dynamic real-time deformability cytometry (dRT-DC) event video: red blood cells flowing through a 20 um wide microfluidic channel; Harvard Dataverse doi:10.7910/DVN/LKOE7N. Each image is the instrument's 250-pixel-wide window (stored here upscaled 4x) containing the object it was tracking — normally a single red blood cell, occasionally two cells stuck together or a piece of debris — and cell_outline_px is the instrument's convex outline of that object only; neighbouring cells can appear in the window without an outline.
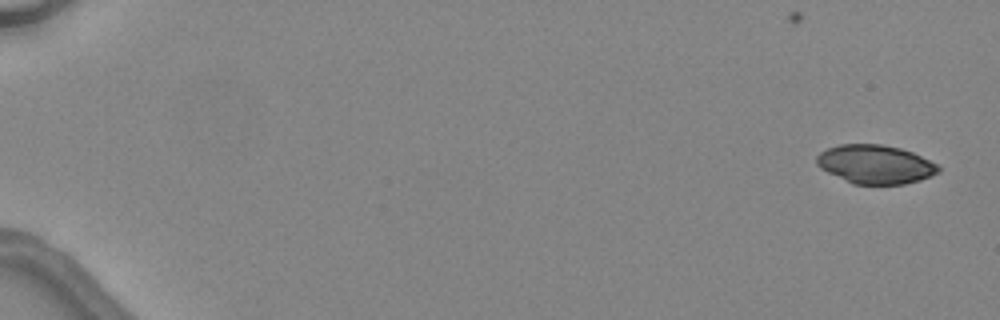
{"species": "common noctule bat (a hibernating species)", "species_latin": "Nyctalus noctula", "temperature_condition": "warm", "stored_images_in_passage": 2, "camera_frame_rate_fps": 3000, "um_per_image_px": 0.085, "animal": {"sex": "female", "body_mass_g": 24.6, "forearm_length_mm": 56.2}, "frame": {"image": 1, "passage_image": 1, "time_ms": 0.0, "image_size_px": [1000, 320], "cell_outline_px": [[940, 172], [932, 176], [920, 180], [904, 184], [852, 184], [820, 168], [816, 164], [816, 156], [820, 152], [828, 148], [840, 144], [880, 144], [900, 148], [912, 152], [936, 164], [940, 168]], "centroid_in_image_um": [74.39, 13.97], "position_along_channel_um": 10.6, "area_um2": 27.46}}
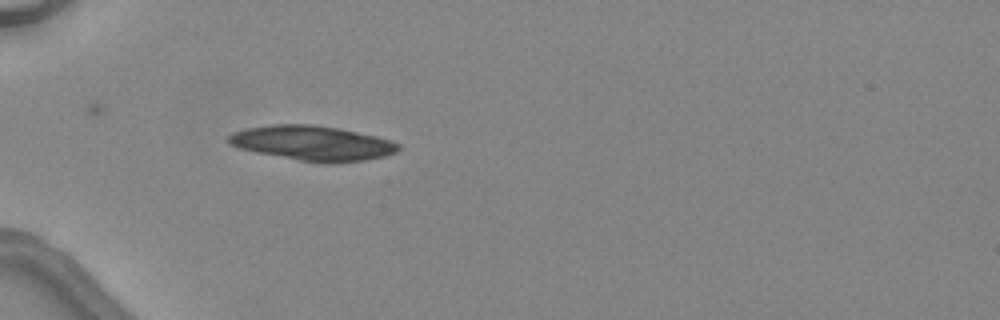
{"frame": {"image": 2, "passage_image": 2, "time_ms": 5.0, "image_size_px": [1000, 320], "cell_outline_px": [[400, 148], [396, 152], [384, 156], [364, 160], [332, 164], [324, 164], [300, 160], [256, 152], [240, 148], [228, 144], [228, 136], [232, 132], [248, 128], [272, 124], [312, 124], [336, 128], [376, 136], [392, 140], [400, 144]], "centroid_in_image_um": [26.57, 12.17], "position_along_channel_um": 58.4, "area_um2": 34.39}}